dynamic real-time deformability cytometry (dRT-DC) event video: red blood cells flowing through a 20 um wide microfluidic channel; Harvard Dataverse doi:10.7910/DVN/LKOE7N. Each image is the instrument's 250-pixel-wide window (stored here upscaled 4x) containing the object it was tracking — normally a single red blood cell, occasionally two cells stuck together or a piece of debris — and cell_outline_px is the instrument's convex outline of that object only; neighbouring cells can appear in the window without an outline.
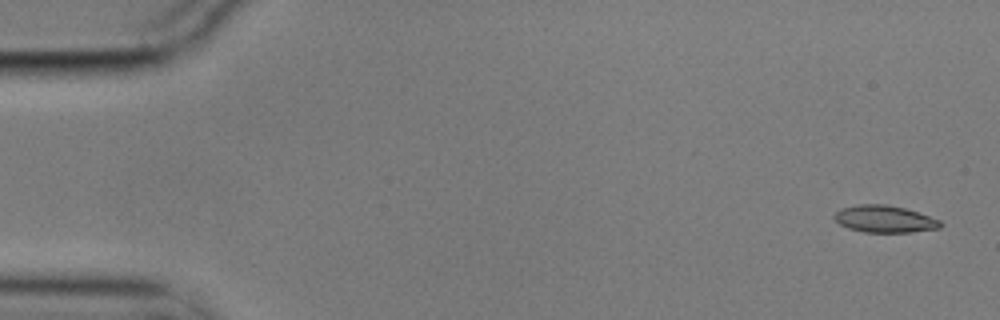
{"species": "common noctule bat (a hibernating species)", "species_latin": "Nyctalus noctula", "temperature_condition": "cold", "stored_images_in_passage": 5, "camera_frame_rate_fps": 3000, "um_per_image_px": 0.085, "animal": {"sex": "male", "body_mass_g": 17.9}, "frame": {"image": 1, "passage_image": 1, "time_ms": 0.0, "image_size_px": [1000, 320], "cell_outline_px": [[944, 224], [940, 228], [912, 232], [864, 232], [848, 228], [840, 224], [832, 216], [840, 208], [856, 204], [884, 204], [904, 208], [940, 220]], "centroid_in_image_um": [75.17, 18.61], "position_along_channel_um": 9.8, "area_um2": 16.7}}
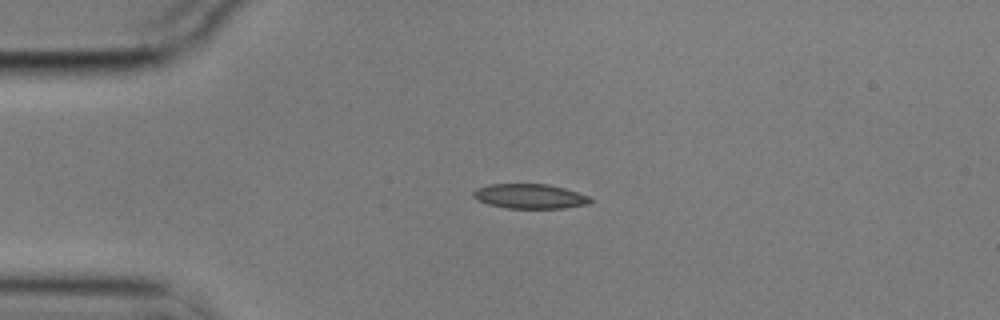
{"frame": {"image": 2, "passage_image": 4, "time_ms": 1.0, "image_size_px": [1000, 320], "cell_outline_px": [[592, 200], [588, 204], [564, 208], [508, 208], [488, 204], [472, 196], [472, 192], [476, 188], [488, 184], [548, 184], [564, 188], [588, 196]], "centroid_in_image_um": [45.01, 16.68], "position_along_channel_um": 40.0, "area_um2": 16.7}}